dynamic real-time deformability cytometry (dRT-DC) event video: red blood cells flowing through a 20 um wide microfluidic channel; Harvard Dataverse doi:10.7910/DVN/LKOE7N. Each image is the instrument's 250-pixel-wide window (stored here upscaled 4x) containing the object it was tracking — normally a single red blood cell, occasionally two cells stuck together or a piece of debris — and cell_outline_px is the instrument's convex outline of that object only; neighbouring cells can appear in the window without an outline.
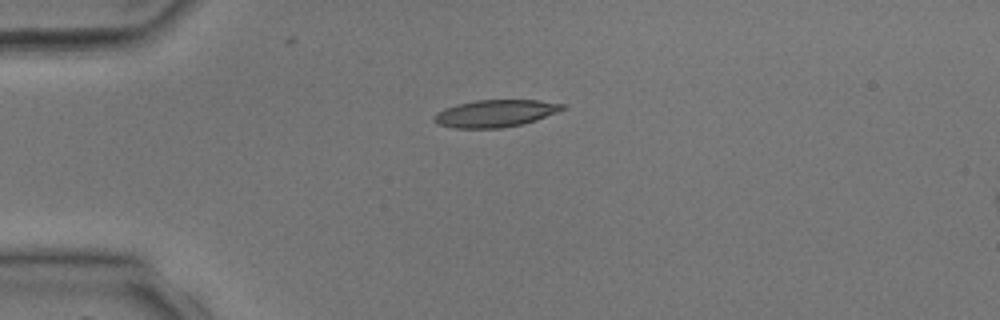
{"species": "common noctule bat (a hibernating species)", "species_latin": "Nyctalus noctula", "temperature_condition": "room temperature", "stored_images_in_passage": 3, "camera_frame_rate_fps": 3000, "um_per_image_px": 0.085, "animal": {"sex": "male", "body_mass_g": 17.9, "forearm_length_mm": 54.2}, "frame": {"image": 1, "passage_image": 3, "time_ms": 2.667, "image_size_px": [1000, 320], "cell_outline_px": [[568, 108], [536, 120], [524, 124], [500, 128], [452, 128], [436, 124], [432, 120], [432, 116], [436, 112], [444, 108], [456, 104], [476, 100], [536, 100], [564, 104]], "centroid_in_image_um": [42.06, 9.64], "position_along_channel_um": 42.9, "area_um2": 20.63}}